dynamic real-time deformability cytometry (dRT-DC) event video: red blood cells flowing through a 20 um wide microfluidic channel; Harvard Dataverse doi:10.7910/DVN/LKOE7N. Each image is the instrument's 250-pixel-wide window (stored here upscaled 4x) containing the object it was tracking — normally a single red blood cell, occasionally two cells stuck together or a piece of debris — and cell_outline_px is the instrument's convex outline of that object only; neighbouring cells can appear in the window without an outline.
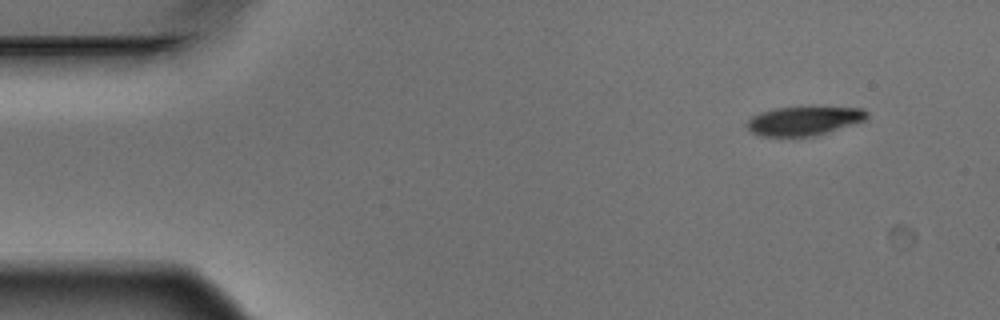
{"species": "Egyptian fruit bat (a non-hibernating species)", "species_latin": "Rousettus aegyptiacus", "temperature_condition": "warm", "stored_images_in_passage": 4, "camera_frame_rate_fps": 3000, "um_per_image_px": 0.085, "animal": {"sex": "male"}, "frame": {"image": 1, "passage_image": 1, "time_ms": 0.0, "image_size_px": [1000, 320], "cell_outline_px": [[868, 116], [864, 120], [816, 136], [760, 136], [752, 132], [748, 128], [748, 120], [752, 116], [760, 112], [776, 108], [864, 108], [868, 112]], "centroid_in_image_um": [68.32, 10.28], "position_along_channel_um": 16.7, "area_um2": 19.77}}
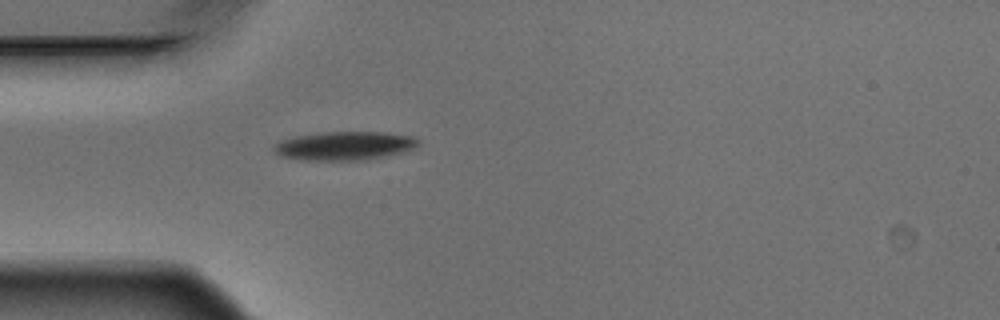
{"frame": {"image": 2, "passage_image": 4, "time_ms": 1.0, "image_size_px": [1000, 320], "cell_outline_px": [[420, 144], [416, 148], [384, 156], [364, 160], [300, 160], [280, 156], [272, 148], [280, 140], [296, 136], [324, 132], [384, 132], [416, 136], [420, 140]], "centroid_in_image_um": [29.32, 12.39], "position_along_channel_um": 55.7, "area_um2": 24.22}}